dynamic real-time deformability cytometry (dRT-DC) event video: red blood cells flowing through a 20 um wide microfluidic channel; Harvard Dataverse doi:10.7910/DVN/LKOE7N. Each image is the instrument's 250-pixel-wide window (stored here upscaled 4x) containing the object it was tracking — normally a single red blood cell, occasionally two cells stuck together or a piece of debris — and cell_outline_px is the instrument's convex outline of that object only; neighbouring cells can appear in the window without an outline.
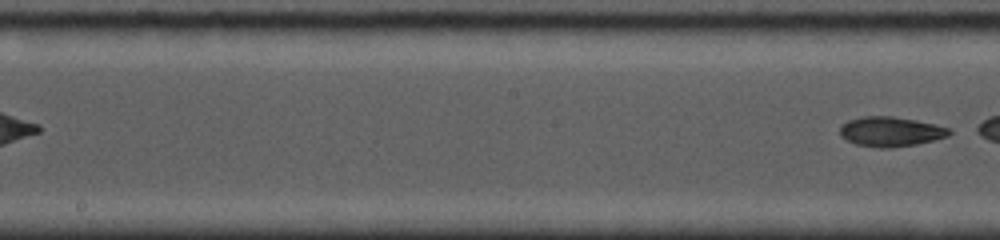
{"species": "common noctule bat (a hibernating species)", "species_latin": "Nyctalus noctula", "temperature_condition": "cold", "stored_images_in_passage": 15, "segment_of_instrument_passage": [2, 2], "camera_frame_rate_fps": 5000, "um_per_image_px": 0.085, "animal": {"sex": "female", "body_mass_g": 19.0, "forearm_length_mm": 53.3}, "frame": {"image": 1, "passage_image": 15, "time_ms": 7.8, "image_size_px": [1000, 240], "cell_outline_px": [[952, 132], [948, 136], [916, 144], [892, 148], [880, 148], [856, 144], [840, 136], [840, 124], [848, 120], [864, 116], [892, 116], [916, 120], [952, 128]], "centroid_in_image_um": [75.7, 11.18], "position_along_channel_um": 172.5, "area_um2": 19.02}}